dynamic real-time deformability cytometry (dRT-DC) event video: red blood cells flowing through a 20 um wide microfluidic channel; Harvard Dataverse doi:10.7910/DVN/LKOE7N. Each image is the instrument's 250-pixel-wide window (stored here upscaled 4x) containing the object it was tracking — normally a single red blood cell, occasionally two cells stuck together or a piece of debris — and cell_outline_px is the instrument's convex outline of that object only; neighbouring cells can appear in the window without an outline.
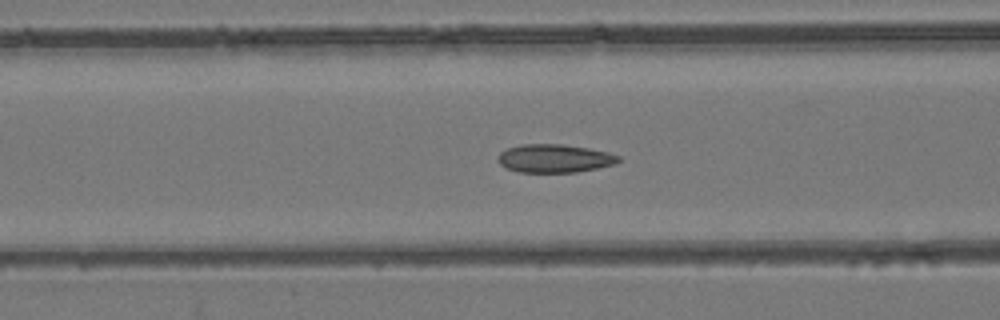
{"species": "common noctule bat (a hibernating species)", "species_latin": "Nyctalus noctula", "temperature_condition": "room temperature", "stored_images_in_passage": 53, "camera_frame_rate_fps": 3000, "um_per_image_px": 0.085, "animal": {"sex": "female", "body_mass_g": 24.6, "forearm_length_mm": 56.2}, "frame": {"image": 1, "passage_image": 21, "time_ms": 6.667, "image_size_px": [1000, 320], "cell_outline_px": [[620, 160], [616, 164], [576, 172], [520, 172], [508, 168], [500, 164], [496, 160], [496, 156], [500, 152], [508, 148], [520, 144], [564, 144], [588, 148], [608, 152], [620, 156]], "centroid_in_image_um": [47.12, 13.46], "position_along_channel_um": 119.5, "area_um2": 19.94}}
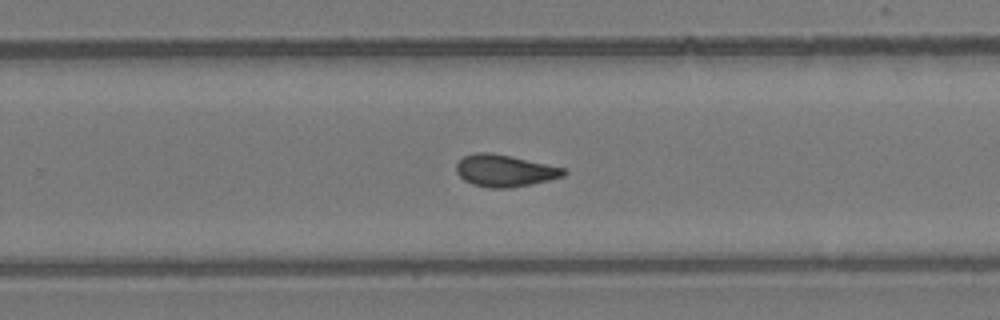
{"frame": {"image": 2, "passage_image": 34, "time_ms": 11.0, "image_size_px": [1000, 320], "cell_outline_px": [[568, 172], [564, 176], [532, 184], [508, 188], [488, 188], [472, 184], [464, 180], [456, 172], [456, 164], [464, 156], [476, 152], [488, 152], [512, 156], [564, 168]], "centroid_in_image_um": [42.89, 14.51], "position_along_channel_um": 286.9, "area_um2": 20.0}}
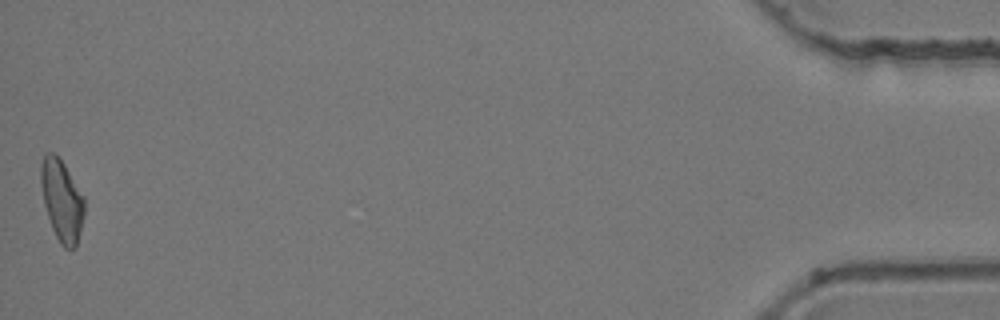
{"frame": {"image": 3, "passage_image": 53, "time_ms": 17.333, "image_size_px": [1000, 320], "cell_outline_px": [[84, 216], [76, 248], [64, 248], [60, 244], [52, 228], [44, 204], [40, 184], [40, 164], [44, 156], [48, 152], [56, 152], [64, 164], [84, 196]], "centroid_in_image_um": [5.25, 17.01], "position_along_channel_um": 430.0, "area_um2": 20.75}, "authors_computed_cell_mechanics": {"area_um2": 19.9988, "velocity_mm_per_s": 3.8665, "shape_relaxation_time_tau1_ms": null, "shape_relaxation_time_tau2_ms": 2.4242, "deformation_change_tau1": null, "deformation_change_tau2": 0.0775}}